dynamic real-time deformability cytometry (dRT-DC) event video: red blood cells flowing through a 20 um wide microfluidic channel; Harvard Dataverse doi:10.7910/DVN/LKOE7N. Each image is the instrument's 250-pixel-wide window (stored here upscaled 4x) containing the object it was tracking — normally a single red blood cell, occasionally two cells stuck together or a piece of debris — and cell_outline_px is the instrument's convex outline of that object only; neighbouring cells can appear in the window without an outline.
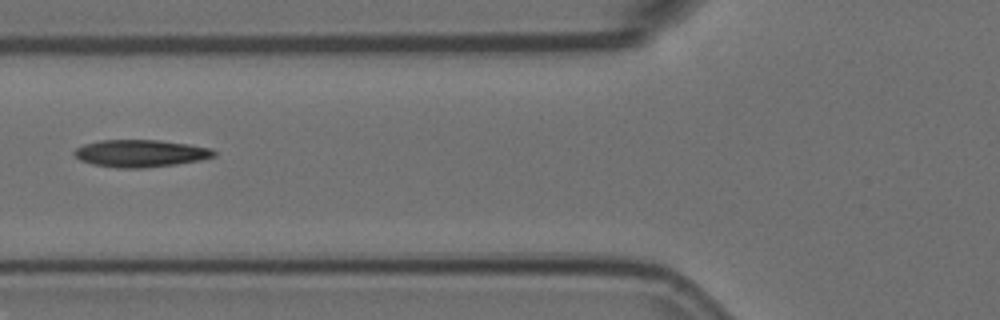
{"species": "Egyptian fruit bat (a non-hibernating species)", "species_latin": "Rousettus aegyptiacus", "temperature_condition": "room temperature", "stored_images_in_passage": 7, "camera_frame_rate_fps": 3000, "um_per_image_px": 0.085, "animal": {"sex": "female"}, "frame": {"image": 1, "passage_image": 7, "time_ms": 2.0, "image_size_px": [1000, 320], "cell_outline_px": [[216, 156], [200, 160], [176, 164], [144, 168], [116, 168], [92, 164], [80, 160], [72, 152], [76, 148], [84, 144], [100, 140], [160, 140], [188, 144], [212, 148], [216, 152]], "centroid_in_image_um": [11.95, 13.03], "position_along_channel_um": 113.9, "area_um2": 22.31}}